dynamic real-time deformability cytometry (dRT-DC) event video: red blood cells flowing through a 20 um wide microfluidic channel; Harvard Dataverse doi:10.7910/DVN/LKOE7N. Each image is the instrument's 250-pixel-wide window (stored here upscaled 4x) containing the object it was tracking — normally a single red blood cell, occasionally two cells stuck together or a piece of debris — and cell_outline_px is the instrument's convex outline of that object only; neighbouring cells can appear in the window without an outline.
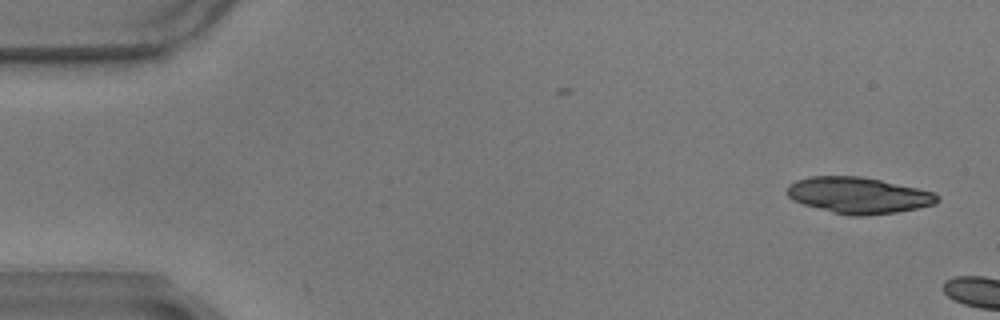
{"species": "common noctule bat (a hibernating species)", "species_latin": "Nyctalus noctula", "temperature_condition": "warm", "stored_images_in_passage": 5, "camera_frame_rate_fps": 3000, "um_per_image_px": 0.085, "animal": {"sex": "male", "body_mass_g": 17.9}, "frame": {"image": 1, "passage_image": 1, "time_ms": 0.0, "image_size_px": [1000, 320], "cell_outline_px": [[940, 200], [936, 204], [896, 212], [860, 216], [852, 216], [832, 212], [804, 204], [792, 200], [784, 192], [788, 184], [796, 180], [812, 176], [860, 176], [880, 180], [936, 192], [940, 196]], "centroid_in_image_um": [72.96, 16.59], "position_along_channel_um": 12.0, "area_um2": 31.79}}